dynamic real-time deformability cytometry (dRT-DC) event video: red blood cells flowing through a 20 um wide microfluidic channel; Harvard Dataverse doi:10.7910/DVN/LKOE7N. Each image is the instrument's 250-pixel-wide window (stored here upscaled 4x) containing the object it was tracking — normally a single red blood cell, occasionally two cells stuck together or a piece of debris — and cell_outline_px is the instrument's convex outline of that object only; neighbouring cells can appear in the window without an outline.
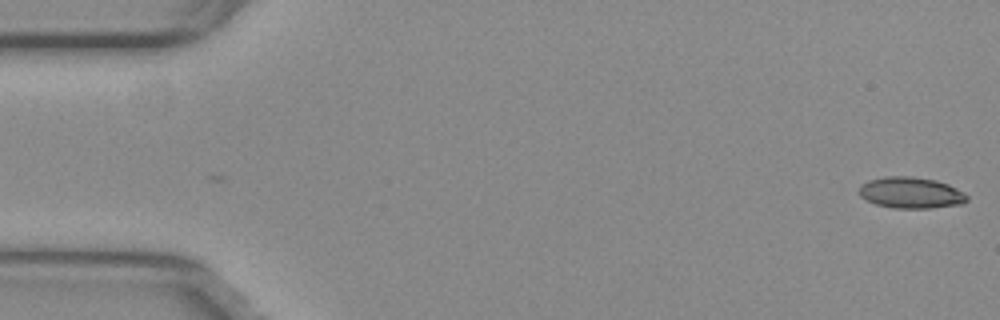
{"species": "common noctule bat (a hibernating species)", "species_latin": "Nyctalus noctula", "temperature_condition": "warm", "stored_images_in_passage": 3, "camera_frame_rate_fps": 3000, "um_per_image_px": 0.085, "animal": {"sex": "female", "body_mass_g": 29.2, "forearm_length_mm": 56.3}, "frame": {"image": 1, "passage_image": 3, "time_ms": 0.667, "image_size_px": [1000, 320], "cell_outline_px": [[968, 200], [964, 204], [932, 208], [892, 208], [876, 204], [860, 196], [860, 184], [868, 180], [884, 176], [912, 176], [936, 180], [948, 184], [964, 192], [968, 196]], "centroid_in_image_um": [77.45, 16.38], "position_along_channel_um": 7.5, "area_um2": 19.83}}